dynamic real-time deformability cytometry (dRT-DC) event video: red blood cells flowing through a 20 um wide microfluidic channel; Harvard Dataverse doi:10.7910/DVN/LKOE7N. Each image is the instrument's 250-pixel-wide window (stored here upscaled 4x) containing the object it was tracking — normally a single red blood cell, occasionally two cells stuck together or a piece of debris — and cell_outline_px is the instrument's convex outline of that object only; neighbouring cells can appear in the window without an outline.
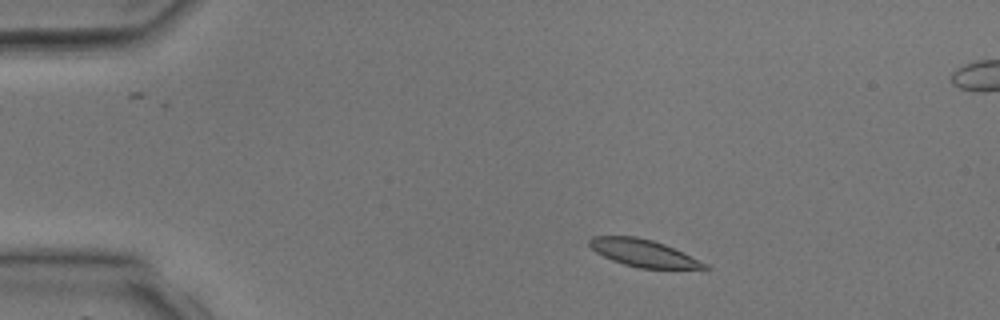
{"species": "common noctule bat (a hibernating species)", "species_latin": "Nyctalus noctula", "temperature_condition": "room temperature", "stored_images_in_passage": 3, "camera_frame_rate_fps": 3000, "um_per_image_px": 0.085, "animal": {"sex": "male", "body_mass_g": 17.9, "forearm_length_mm": 54.2}, "frame": {"image": 1, "passage_image": 1, "time_ms": 0.0, "image_size_px": [1000, 320], "cell_outline_px": [[712, 268], [640, 268], [624, 264], [612, 260], [596, 252], [588, 244], [588, 240], [592, 236], [636, 236], [652, 240], [664, 244], [708, 264]], "centroid_in_image_um": [54.65, 21.5], "position_along_channel_um": 30.4, "area_um2": 17.98}}